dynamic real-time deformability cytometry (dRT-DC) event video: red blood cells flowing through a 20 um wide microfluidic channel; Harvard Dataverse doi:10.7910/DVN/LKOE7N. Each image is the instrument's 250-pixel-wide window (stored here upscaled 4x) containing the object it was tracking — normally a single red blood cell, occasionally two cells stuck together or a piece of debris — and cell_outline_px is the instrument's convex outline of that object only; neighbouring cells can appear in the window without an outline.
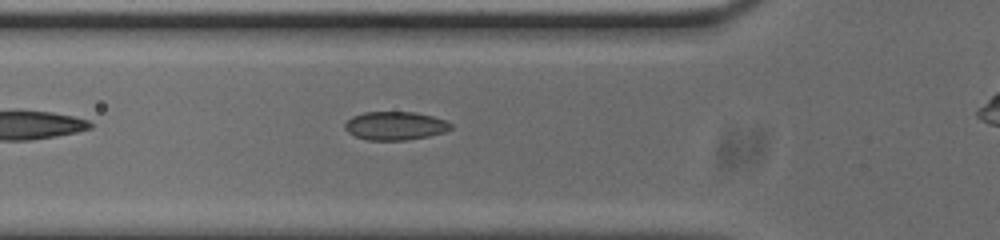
{"species": "common noctule bat (a hibernating species)", "species_latin": "Nyctalus noctula", "temperature_condition": "cold", "stored_images_in_passage": 28, "camera_frame_rate_fps": 3000, "um_per_image_px": 0.085, "animal": {"sex": "male", "body_mass_g": 20.0, "forearm_length_mm": 53.3}, "frame": {"image": 1, "passage_image": 2, "time_ms": 0.333, "image_size_px": [1000, 240], "cell_outline_px": [[452, 128], [444, 132], [428, 136], [408, 140], [368, 140], [356, 136], [348, 132], [344, 128], [344, 124], [352, 116], [364, 112], [412, 112], [432, 116], [444, 120], [452, 124]], "centroid_in_image_um": [33.57, 10.69], "position_along_channel_um": 92.2, "area_um2": 17.46}}
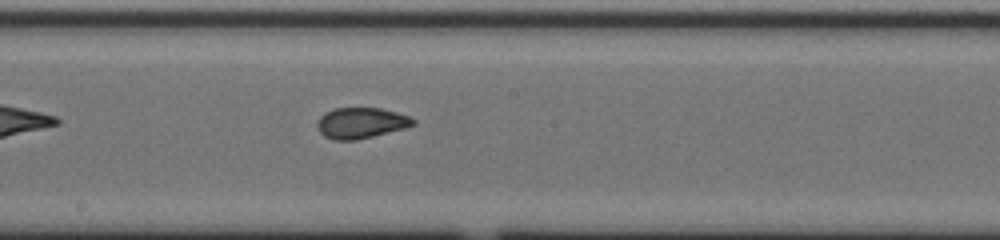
{"frame": {"image": 2, "passage_image": 12, "time_ms": 3.667, "image_size_px": [1000, 240], "cell_outline_px": [[416, 124], [404, 128], [356, 140], [332, 140], [324, 136], [316, 128], [316, 120], [324, 112], [336, 108], [380, 108], [396, 112], [408, 116], [416, 120]], "centroid_in_image_um": [30.63, 10.45], "position_along_channel_um": 217.6, "area_um2": 17.28}}
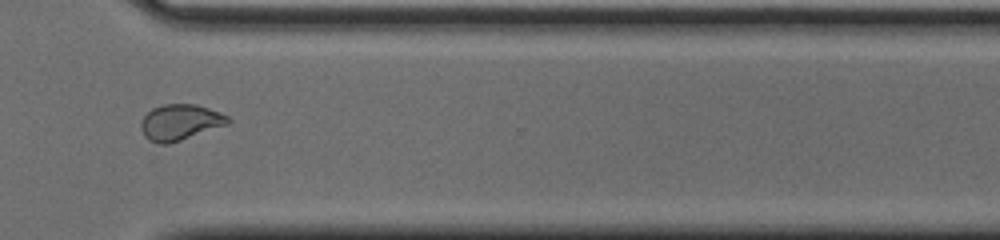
{"frame": {"image": 3, "passage_image": 23, "time_ms": 7.333, "image_size_px": [1000, 240], "cell_outline_px": [[232, 120], [228, 124], [168, 144], [160, 144], [148, 140], [144, 136], [140, 128], [140, 120], [152, 108], [164, 104], [196, 104], [220, 112], [228, 116]], "centroid_in_image_um": [15.29, 10.39], "position_along_channel_um": 355.3, "area_um2": 18.21}}